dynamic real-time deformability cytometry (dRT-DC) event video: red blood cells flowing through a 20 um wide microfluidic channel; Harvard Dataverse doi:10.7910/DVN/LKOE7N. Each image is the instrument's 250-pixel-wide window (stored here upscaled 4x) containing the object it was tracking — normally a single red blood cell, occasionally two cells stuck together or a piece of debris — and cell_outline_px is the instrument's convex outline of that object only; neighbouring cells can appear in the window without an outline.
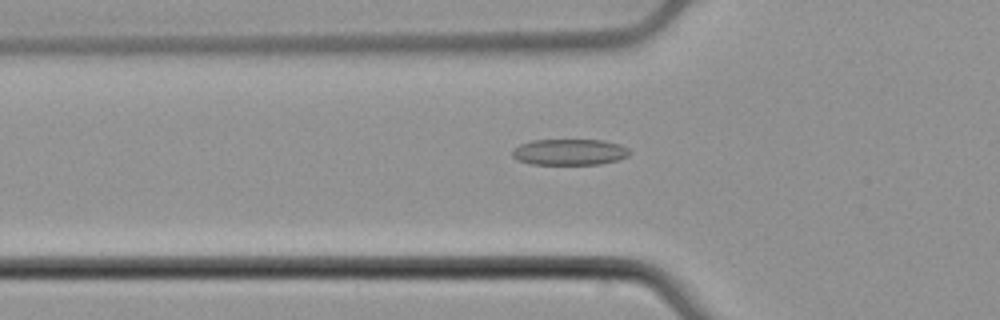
{"species": "common noctule bat (a hibernating species)", "species_latin": "Nyctalus noctula", "temperature_condition": "cold", "stored_images_in_passage": 55, "camera_frame_rate_fps": 3000, "um_per_image_px": 0.085, "animal": {"sex": "male", "body_mass_g": 21.5, "forearm_length_mm": 52.0}, "frame": {"image": 1, "passage_image": 19, "time_ms": 6.0, "image_size_px": [1000, 320], "cell_outline_px": [[632, 152], [628, 156], [616, 160], [600, 164], [532, 164], [516, 160], [512, 156], [512, 152], [520, 144], [532, 140], [604, 140], [620, 144], [628, 148]], "centroid_in_image_um": [48.43, 12.92], "position_along_channel_um": 77.4, "area_um2": 17.86}}
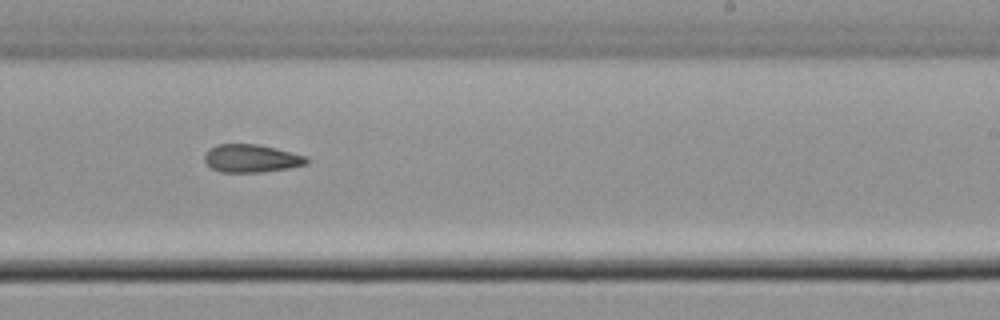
{"frame": {"image": 2, "passage_image": 34, "time_ms": 11.0, "image_size_px": [1000, 320], "cell_outline_px": [[308, 164], [288, 168], [264, 172], [220, 172], [212, 168], [204, 160], [204, 156], [216, 144], [256, 144], [308, 156]], "centroid_in_image_um": [21.39, 13.47], "position_along_channel_um": 267.6, "area_um2": 16.47}}
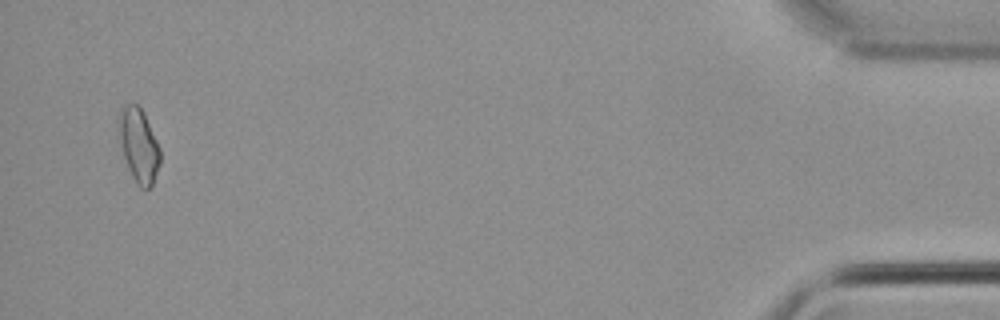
{"frame": {"image": 3, "passage_image": 53, "time_ms": 17.333, "image_size_px": [1000, 320], "cell_outline_px": [[160, 164], [152, 184], [144, 192], [136, 184], [128, 168], [120, 144], [120, 108], [124, 104], [140, 104], [144, 112], [160, 148]], "centroid_in_image_um": [11.81, 12.36], "position_along_channel_um": 423.4, "area_um2": 17.74}, "authors_computed_cell_mechanics": {"area_um2": 16.9932, "velocity_mm_per_s": 3.8058, "shape_relaxation_time_tau1_ms": null, "shape_relaxation_time_tau2_ms": 6.4261, "deformation_change_tau1": null, "deformation_change_tau2": 0.1573}}